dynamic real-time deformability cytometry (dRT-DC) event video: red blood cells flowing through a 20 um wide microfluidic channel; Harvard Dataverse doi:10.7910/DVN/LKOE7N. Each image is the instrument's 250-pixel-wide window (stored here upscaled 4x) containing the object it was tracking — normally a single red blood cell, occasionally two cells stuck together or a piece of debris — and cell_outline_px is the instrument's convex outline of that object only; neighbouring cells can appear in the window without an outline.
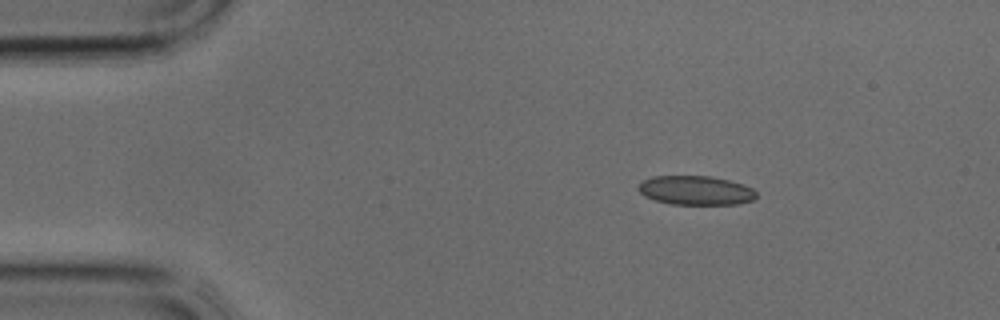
{"species": "common noctule bat (a hibernating species)", "species_latin": "Nyctalus noctula", "temperature_condition": "cold", "stored_images_in_passage": 1, "camera_frame_rate_fps": 3000, "um_per_image_px": 0.085, "animal": {"sex": "male", "body_mass_g": 17.9, "forearm_length_mm": 54.2}, "frame": {"image": 1, "passage_image": 1, "time_ms": 0.0, "image_size_px": [1000, 320], "cell_outline_px": [[756, 196], [752, 200], [740, 204], [672, 204], [656, 200], [644, 196], [640, 192], [640, 184], [644, 180], [652, 176], [712, 176], [744, 184], [752, 188], [756, 192]], "centroid_in_image_um": [59.17, 16.18], "position_along_channel_um": 25.8, "area_um2": 19.88}}